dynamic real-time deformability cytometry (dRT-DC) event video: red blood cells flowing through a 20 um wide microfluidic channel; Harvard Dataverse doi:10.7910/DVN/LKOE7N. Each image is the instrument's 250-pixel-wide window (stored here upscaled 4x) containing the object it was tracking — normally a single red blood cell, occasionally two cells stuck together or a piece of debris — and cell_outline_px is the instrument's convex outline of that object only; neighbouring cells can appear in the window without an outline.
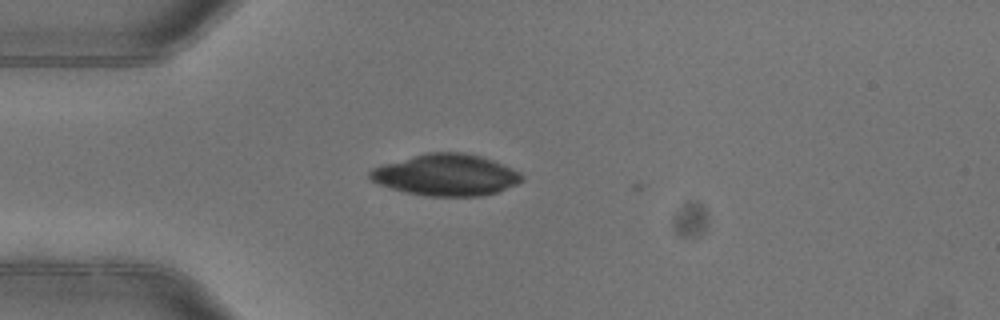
{"species": "common noctule bat (a hibernating species)", "species_latin": "Nyctalus noctula", "temperature_condition": "warm", "stored_images_in_passage": 4, "camera_frame_rate_fps": 3000, "um_per_image_px": 0.085, "animal": {"sex": "female"}, "frame": {"image": 1, "passage_image": 3, "time_ms": 0.667, "image_size_px": [1000, 320], "cell_outline_px": [[524, 180], [516, 184], [496, 192], [480, 196], [424, 196], [404, 192], [380, 184], [372, 180], [368, 176], [368, 172], [372, 168], [384, 164], [428, 152], [464, 152], [480, 156], [492, 160], [512, 168], [520, 172], [524, 176]], "centroid_in_image_um": [37.93, 14.87], "position_along_channel_um": 47.1, "area_um2": 36.59}}